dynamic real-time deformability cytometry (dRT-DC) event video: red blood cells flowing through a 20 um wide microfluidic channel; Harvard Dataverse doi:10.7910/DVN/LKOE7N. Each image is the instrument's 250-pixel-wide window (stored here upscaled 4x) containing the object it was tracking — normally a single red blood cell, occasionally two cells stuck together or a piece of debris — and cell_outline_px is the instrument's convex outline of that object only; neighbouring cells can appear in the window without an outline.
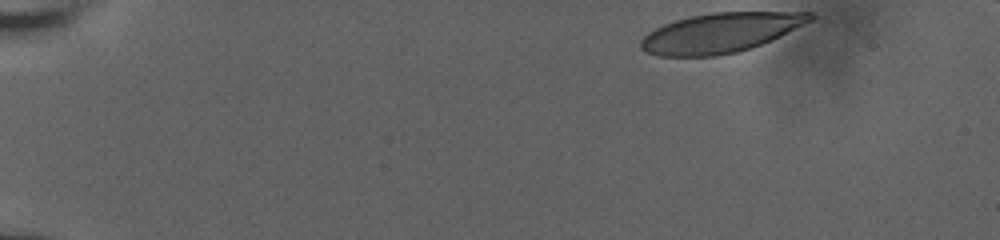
{"species": "human", "species_latin": "Homo sapiens", "temperature_condition": "room temperature", "stored_images_in_passage": 6, "camera_frame_rate_fps": 3000, "um_per_image_px": 0.085, "donor": {"sex": "male"}, "frame": {"image": 1, "passage_image": 1, "time_ms": 0.0, "image_size_px": [1000, 240], "cell_outline_px": [[816, 16], [812, 20], [772, 40], [752, 48], [736, 52], [716, 56], [660, 56], [648, 52], [640, 48], [640, 40], [648, 32], [664, 24], [676, 20], [692, 16], [712, 12], [812, 12]], "centroid_in_image_um": [61.25, 2.78], "position_along_channel_um": 23.7, "area_um2": 38.96}}
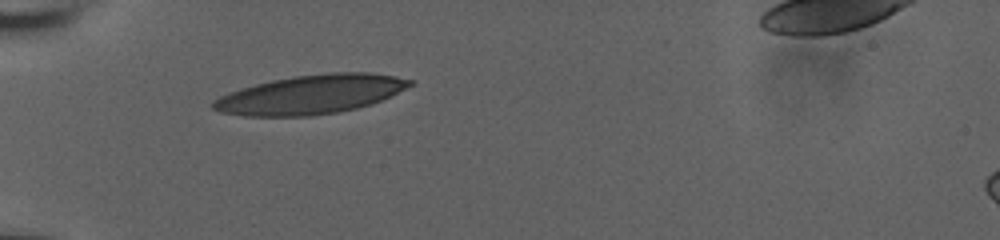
{"frame": {"image": 2, "passage_image": 5, "time_ms": 1.333, "image_size_px": [1000, 240], "cell_outline_px": [[416, 80], [412, 84], [372, 104], [340, 112], [312, 116], [244, 116], [220, 112], [212, 108], [212, 100], [220, 96], [256, 84], [272, 80], [292, 76], [328, 72], [372, 72], [396, 76]], "centroid_in_image_um": [26.42, 8.02], "position_along_channel_um": 58.6, "area_um2": 44.62}}